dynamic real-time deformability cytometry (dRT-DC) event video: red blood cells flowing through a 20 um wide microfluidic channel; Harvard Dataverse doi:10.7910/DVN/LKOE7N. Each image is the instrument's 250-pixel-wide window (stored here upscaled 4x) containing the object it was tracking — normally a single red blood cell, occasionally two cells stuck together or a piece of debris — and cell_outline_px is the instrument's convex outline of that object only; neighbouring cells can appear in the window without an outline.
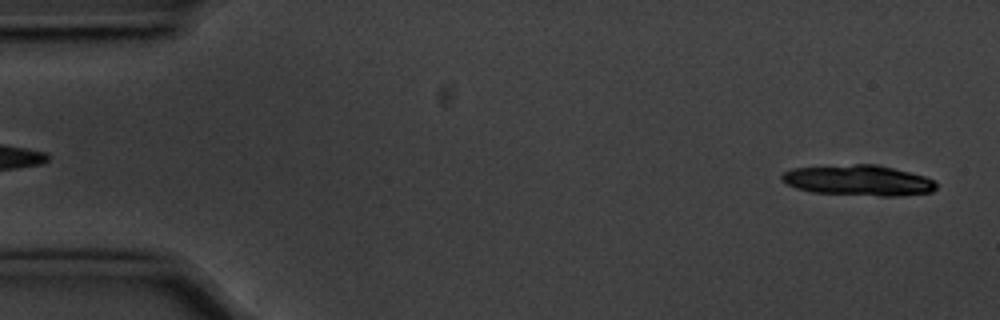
{"species": "common noctule bat (a hibernating species)", "species_latin": "Nyctalus noctula", "temperature_condition": "cold", "stored_images_in_passage": 55, "segment_of_instrument_passage": [1, 2], "camera_frame_rate_fps": 3000, "um_per_image_px": 0.085, "animal": {"sex": "male", "body_mass_g": 20.1, "forearm_length_mm": 53.5}, "frame": {"image": 1, "passage_image": 2, "time_ms": 0.333, "image_size_px": [1000, 320], "cell_outline_px": [[936, 188], [932, 192], [896, 196], [880, 196], [812, 192], [796, 188], [780, 180], [780, 176], [784, 172], [792, 168], [856, 164], [876, 164], [924, 176], [932, 180], [936, 184]], "centroid_in_image_um": [72.93, 15.33], "position_along_channel_um": 12.1, "area_um2": 27.34}}